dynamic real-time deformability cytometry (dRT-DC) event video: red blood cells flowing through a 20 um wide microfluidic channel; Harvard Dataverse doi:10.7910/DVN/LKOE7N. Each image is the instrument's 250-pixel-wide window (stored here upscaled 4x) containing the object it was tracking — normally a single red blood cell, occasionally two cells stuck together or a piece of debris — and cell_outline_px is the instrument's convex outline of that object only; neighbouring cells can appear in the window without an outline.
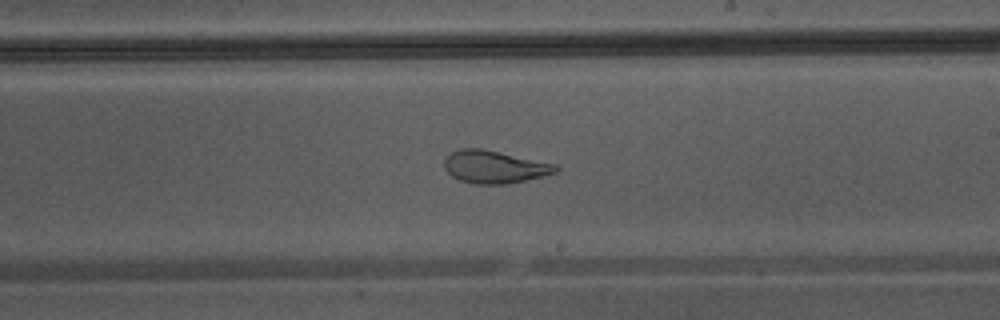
{"species": "Egyptian fruit bat (a non-hibernating species)", "species_latin": "Rousettus aegyptiacus", "temperature_condition": "warm", "stored_images_in_passage": 43, "camera_frame_rate_fps": 3000, "um_per_image_px": 0.085, "animal": {"sex": "male"}, "frame": {"image": 1, "passage_image": 25, "time_ms": 8.0, "image_size_px": [1000, 320], "cell_outline_px": [[560, 168], [556, 172], [524, 180], [504, 184], [472, 184], [460, 180], [452, 176], [444, 168], [444, 160], [452, 152], [460, 148], [480, 148], [556, 164]], "centroid_in_image_um": [41.99, 14.18], "position_along_channel_um": 247.0, "area_um2": 20.92}}
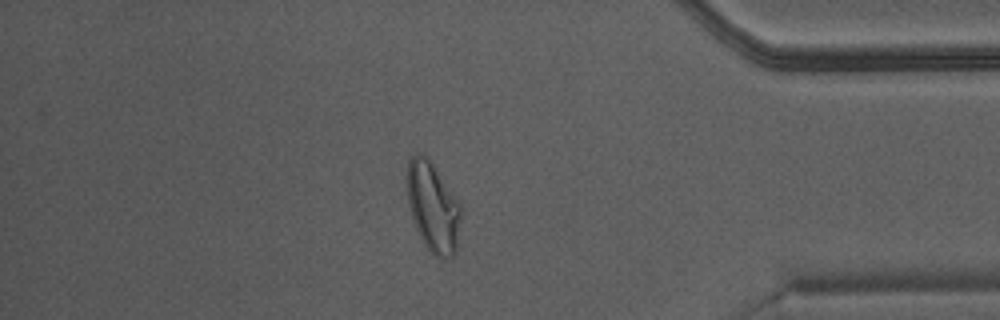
{"frame": {"image": 2, "passage_image": 37, "time_ms": 12.0, "image_size_px": [1000, 320], "cell_outline_px": [[464, 212], [456, 252], [448, 260], [444, 260], [436, 256], [424, 244], [412, 220], [408, 208], [404, 180], [404, 176], [408, 156], [416, 152], [420, 152], [428, 156], [460, 204]], "centroid_in_image_um": [36.77, 17.55], "position_along_channel_um": 398.4, "area_um2": 29.59}}